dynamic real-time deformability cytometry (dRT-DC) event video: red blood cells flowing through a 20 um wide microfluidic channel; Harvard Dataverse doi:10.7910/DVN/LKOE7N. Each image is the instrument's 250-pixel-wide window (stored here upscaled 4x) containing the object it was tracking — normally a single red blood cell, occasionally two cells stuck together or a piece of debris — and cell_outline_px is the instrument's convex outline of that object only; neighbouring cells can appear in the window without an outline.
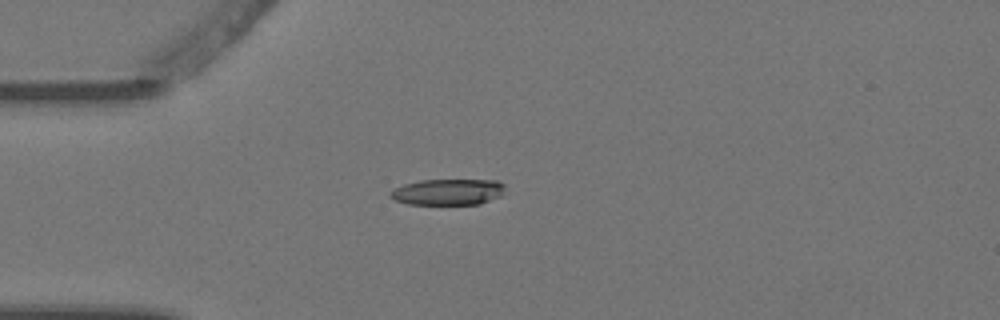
{"species": "Egyptian fruit bat (a non-hibernating species)", "species_latin": "Rousettus aegyptiacus", "temperature_condition": "warm", "stored_images_in_passage": 3, "camera_frame_rate_fps": 3000, "um_per_image_px": 0.085, "animal": {"sex": "female"}, "frame": {"image": 1, "passage_image": 3, "time_ms": 0.667, "image_size_px": [1000, 320], "cell_outline_px": [[504, 188], [500, 196], [480, 204], [408, 204], [396, 200], [388, 196], [388, 192], [392, 188], [404, 184], [420, 180], [496, 180], [504, 184]], "centroid_in_image_um": [38.02, 16.31], "position_along_channel_um": 47.0, "area_um2": 17.51}}